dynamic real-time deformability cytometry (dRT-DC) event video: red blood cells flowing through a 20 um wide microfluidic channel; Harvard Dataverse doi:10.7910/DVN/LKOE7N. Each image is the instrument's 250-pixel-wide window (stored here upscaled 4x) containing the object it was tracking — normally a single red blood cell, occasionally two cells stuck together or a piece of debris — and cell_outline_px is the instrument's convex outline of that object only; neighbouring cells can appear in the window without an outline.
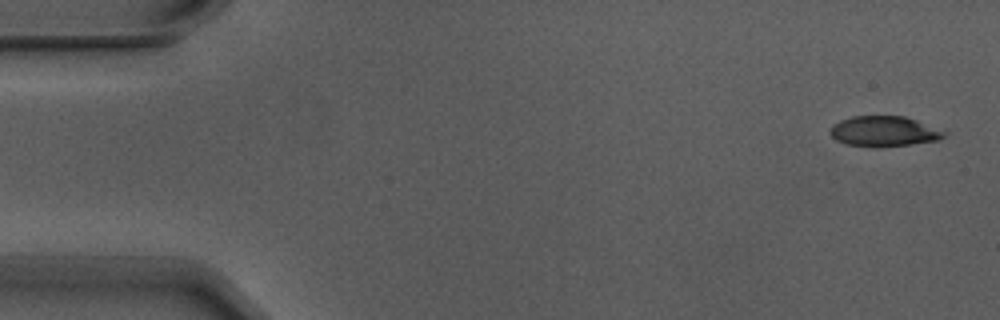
{"species": "Egyptian fruit bat (a non-hibernating species)", "species_latin": "Rousettus aegyptiacus", "temperature_condition": "warm", "stored_images_in_passage": 5, "camera_frame_rate_fps": 3000, "um_per_image_px": 0.085, "animal": {"sex": "male"}, "frame": {"image": 1, "passage_image": 1, "time_ms": 0.0, "image_size_px": [1000, 320], "cell_outline_px": [[948, 132], [940, 140], [912, 144], [848, 144], [836, 140], [828, 132], [832, 124], [840, 120], [852, 116], [904, 116], [916, 120]], "centroid_in_image_um": [75.15, 11.11], "position_along_channel_um": 9.9, "area_um2": 19.42}}
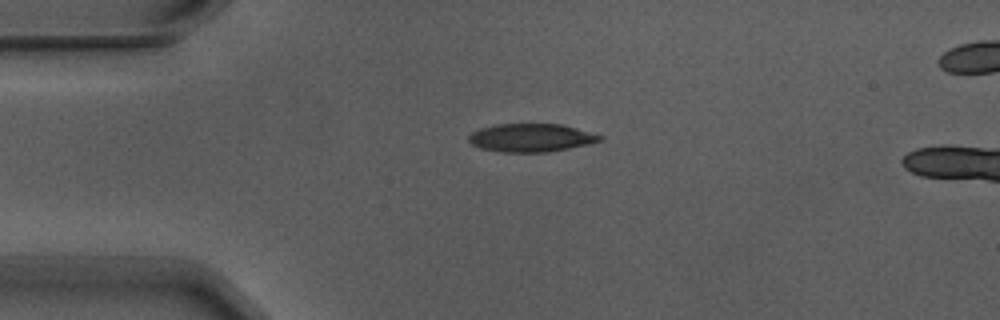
{"frame": {"image": 2, "passage_image": 4, "time_ms": 1.0, "image_size_px": [1000, 320], "cell_outline_px": [[604, 136], [600, 140], [588, 144], [548, 152], [500, 152], [480, 148], [472, 144], [468, 140], [468, 136], [472, 132], [480, 128], [496, 124], [560, 124], [576, 128]], "centroid_in_image_um": [45.1, 11.71], "position_along_channel_um": 39.9, "area_um2": 21.44}}